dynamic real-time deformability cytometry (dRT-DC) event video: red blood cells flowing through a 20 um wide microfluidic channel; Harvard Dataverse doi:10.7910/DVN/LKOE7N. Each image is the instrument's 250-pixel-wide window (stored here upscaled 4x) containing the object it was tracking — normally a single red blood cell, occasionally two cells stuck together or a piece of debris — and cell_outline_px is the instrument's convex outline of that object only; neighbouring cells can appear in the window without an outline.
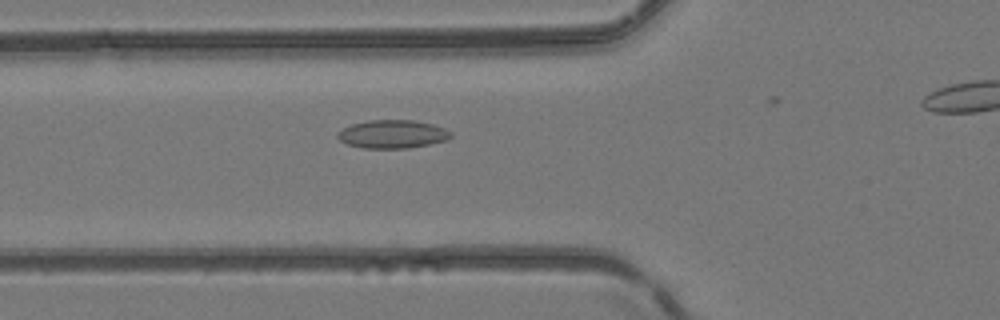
{"species": "common noctule bat (a hibernating species)", "species_latin": "Nyctalus noctula", "temperature_condition": "room temperature", "stored_images_in_passage": 36, "camera_frame_rate_fps": 3000, "um_per_image_px": 0.085, "animal": {"sex": "female", "body_mass_g": 24.6, "forearm_length_mm": 56.2}, "frame": {"image": 1, "passage_image": 14, "time_ms": 4.333, "image_size_px": [1000, 320], "cell_outline_px": [[452, 136], [448, 140], [432, 144], [408, 148], [364, 148], [348, 144], [340, 140], [336, 136], [336, 132], [352, 124], [368, 120], [416, 120], [432, 124], [444, 128], [452, 132]], "centroid_in_image_um": [33.39, 11.4], "position_along_channel_um": 92.4, "area_um2": 18.79}}
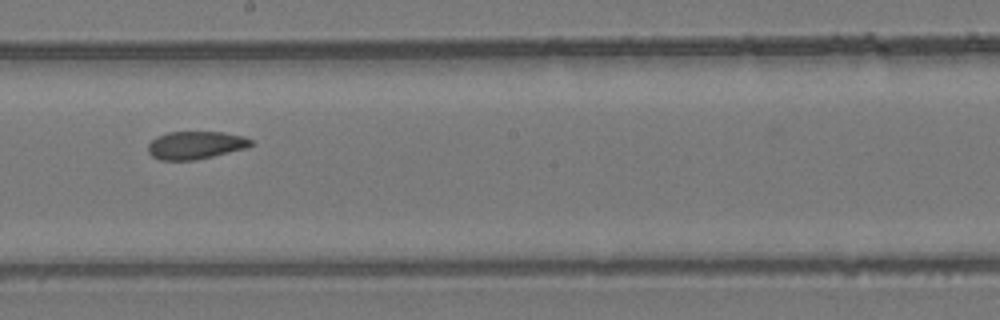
{"frame": {"image": 2, "passage_image": 24, "time_ms": 7.667, "image_size_px": [1000, 320], "cell_outline_px": [[252, 144], [248, 148], [196, 160], [160, 160], [152, 156], [148, 152], [148, 144], [156, 136], [168, 132], [224, 132], [244, 136], [252, 140]], "centroid_in_image_um": [16.63, 12.34], "position_along_channel_um": 231.6, "area_um2": 16.82}}
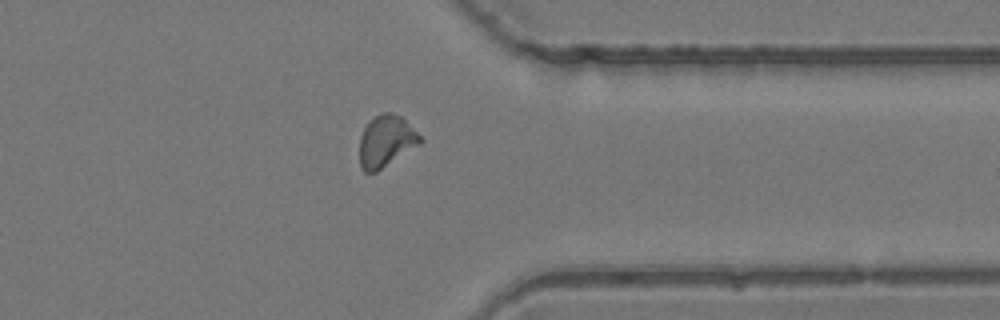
{"frame": {"image": 3, "passage_image": 35, "time_ms": 11.333, "image_size_px": [1000, 320], "cell_outline_px": [[424, 140], [420, 144], [376, 172], [364, 172], [360, 168], [360, 136], [364, 128], [380, 112], [392, 112], [400, 116]], "centroid_in_image_um": [32.8, 12.01], "position_along_channel_um": 378.6, "area_um2": 17.98}}